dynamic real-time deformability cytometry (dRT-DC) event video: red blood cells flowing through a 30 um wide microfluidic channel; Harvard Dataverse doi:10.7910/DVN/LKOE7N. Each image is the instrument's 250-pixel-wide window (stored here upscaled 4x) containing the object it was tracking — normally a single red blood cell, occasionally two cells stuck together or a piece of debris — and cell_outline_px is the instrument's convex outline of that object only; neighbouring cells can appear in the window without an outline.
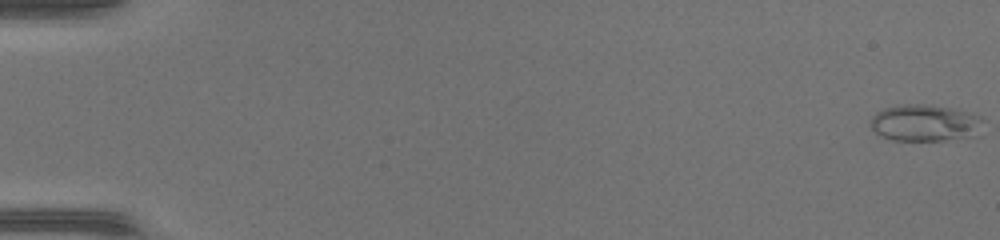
{"species": "common noctule bat (a hibernating species)", "species_latin": "Nyctalus noctula", "temperature_condition": "warm", "stored_images_in_passage": 49, "camera_frame_rate_fps": 3000, "um_per_image_px": 0.085, "animal": {"sex": "female", "body_mass_g": 17.0, "forearm_length_mm": 48.0}, "frame": {"image": 1, "passage_image": 1, "time_ms": 0.0, "image_size_px": [1000, 240], "cell_outline_px": [[980, 136], [944, 140], [892, 140], [876, 132], [872, 128], [872, 116], [876, 112], [884, 108], [904, 104], [924, 104], [948, 108], [980, 116]], "centroid_in_image_um": [78.62, 10.46], "position_along_channel_um": 6.4, "area_um2": 23.7}}
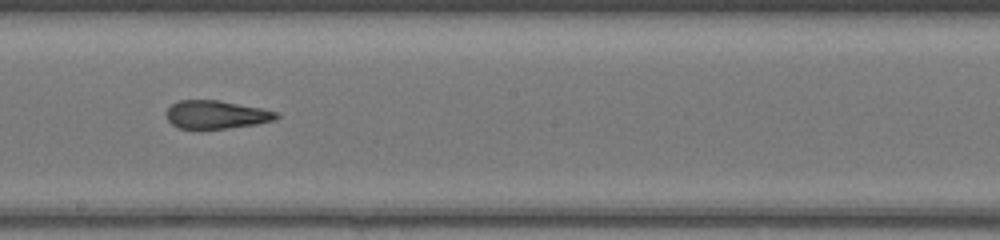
{"frame": {"image": 2, "passage_image": 30, "time_ms": 9.667, "image_size_px": [1000, 240], "cell_outline_px": [[280, 116], [276, 120], [256, 124], [228, 128], [180, 128], [172, 124], [168, 120], [168, 108], [172, 104], [180, 100], [220, 100], [280, 112]], "centroid_in_image_um": [18.44, 9.73], "position_along_channel_um": 229.8, "area_um2": 17.92}}
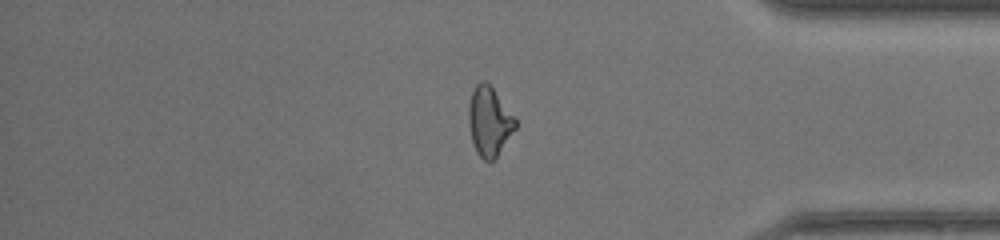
{"frame": {"image": 3, "passage_image": 43, "time_ms": 14.0, "image_size_px": [1000, 240], "cell_outline_px": [[516, 128], [496, 156], [492, 160], [484, 160], [476, 152], [472, 140], [468, 124], [468, 104], [472, 92], [476, 84], [480, 80], [484, 80], [492, 88], [516, 120]], "centroid_in_image_um": [41.55, 10.31], "position_along_channel_um": 393.7, "area_um2": 18.44}, "authors_computed_cell_mechanics": {"area_um2": 19.3052, "velocity_mm_per_s": 4.2386, "shape_relaxation_time_tau1_ms": null, "shape_relaxation_time_tau2_ms": 1.37, "deformation_change_tau1": null, "deformation_change_tau2": 0.0977}}